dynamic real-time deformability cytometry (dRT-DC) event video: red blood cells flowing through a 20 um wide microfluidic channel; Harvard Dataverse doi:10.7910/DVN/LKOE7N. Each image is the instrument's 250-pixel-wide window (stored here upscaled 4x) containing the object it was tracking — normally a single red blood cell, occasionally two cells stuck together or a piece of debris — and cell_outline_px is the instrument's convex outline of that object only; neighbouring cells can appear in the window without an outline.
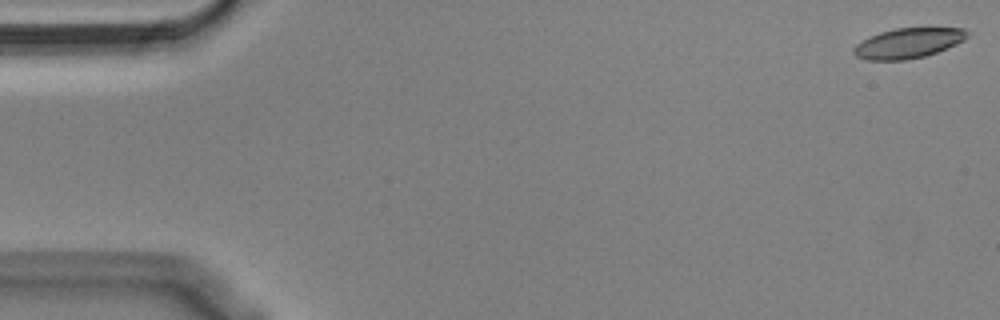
{"species": "Egyptian fruit bat (a non-hibernating species)", "species_latin": "Rousettus aegyptiacus", "temperature_condition": "cold", "stored_images_in_passage": 55, "camera_frame_rate_fps": 3000, "um_per_image_px": 0.085, "animal": {"sex": "male"}, "frame": {"image": 1, "passage_image": 1, "time_ms": 0.0, "image_size_px": [1000, 320], "cell_outline_px": [[968, 36], [964, 40], [956, 44], [936, 52], [924, 56], [904, 60], [868, 60], [856, 56], [852, 52], [852, 48], [856, 44], [880, 32], [896, 28], [928, 24], [964, 28], [968, 32]], "centroid_in_image_um": [77.27, 3.6], "position_along_channel_um": 7.7, "area_um2": 20.69}}
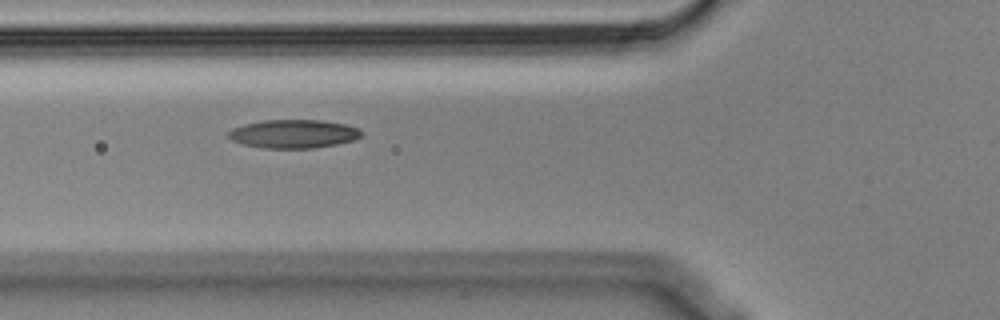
{"frame": {"image": 2, "passage_image": 20, "time_ms": 6.333, "image_size_px": [1000, 320], "cell_outline_px": [[364, 136], [356, 140], [316, 148], [260, 148], [240, 144], [232, 140], [228, 136], [228, 132], [232, 128], [244, 124], [264, 120], [320, 120], [344, 124], [360, 128], [364, 132]], "centroid_in_image_um": [24.98, 11.38], "position_along_channel_um": 100.8, "area_um2": 22.43}}
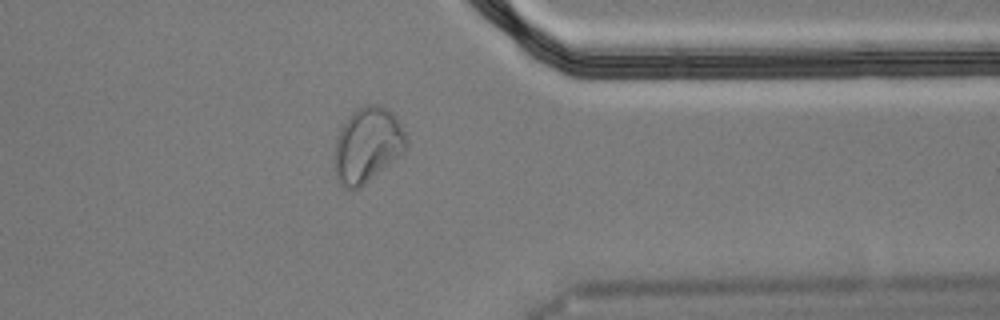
{"frame": {"image": 3, "passage_image": 44, "time_ms": 14.333, "image_size_px": [1000, 320], "cell_outline_px": [[408, 144], [404, 152], [400, 156], [360, 188], [344, 188], [336, 180], [332, 164], [332, 156], [336, 136], [340, 128], [352, 112], [364, 104], [376, 104], [392, 112], [396, 116], [408, 140]], "centroid_in_image_um": [31.18, 12.35], "position_along_channel_um": 380.2, "area_um2": 32.08}, "authors_computed_cell_mechanics": {"area_um2": 21.964, "velocity_mm_per_s": 3.5992, "shape_relaxation_time_tau1_ms": 8.6135, "shape_relaxation_time_tau2_ms": 4.0231, "deformation_change_tau1": 0.2095, "deformation_change_tau2": 0.072}}